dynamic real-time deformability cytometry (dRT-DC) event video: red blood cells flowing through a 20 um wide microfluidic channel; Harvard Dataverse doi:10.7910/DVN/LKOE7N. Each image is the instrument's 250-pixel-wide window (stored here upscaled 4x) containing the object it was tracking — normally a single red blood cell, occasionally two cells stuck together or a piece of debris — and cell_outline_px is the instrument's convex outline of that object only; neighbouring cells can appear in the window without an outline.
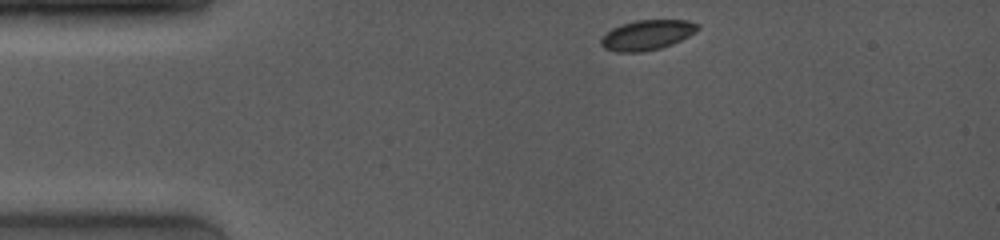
{"species": "common noctule bat (a hibernating species)", "species_latin": "Nyctalus noctula", "temperature_condition": "room temperature", "stored_images_in_passage": 29, "camera_frame_rate_fps": 4000, "um_per_image_px": 0.085, "animal": {"sex": "female", "body_mass_g": 19.0, "forearm_length_mm": 53.3}, "frame": {"image": 1, "passage_image": 1, "time_ms": 0.0, "image_size_px": [1000, 240], "cell_outline_px": [[700, 28], [696, 32], [672, 44], [660, 48], [640, 52], [616, 52], [604, 48], [600, 44], [600, 40], [612, 28], [620, 24], [636, 20], [688, 20], [700, 24]], "centroid_in_image_um": [55.01, 2.97], "position_along_channel_um": 30.0, "area_um2": 16.94}}
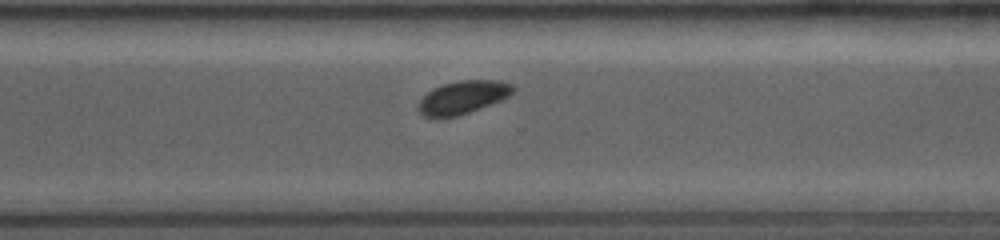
{"frame": {"image": 2, "passage_image": 20, "time_ms": 8.75, "image_size_px": [1000, 240], "cell_outline_px": [[516, 88], [508, 96], [500, 100], [468, 112], [456, 116], [424, 116], [416, 108], [420, 100], [432, 88], [444, 84], [460, 80], [500, 80], [512, 84]], "centroid_in_image_um": [39.35, 8.24], "position_along_channel_um": 331.3, "area_um2": 17.86}}
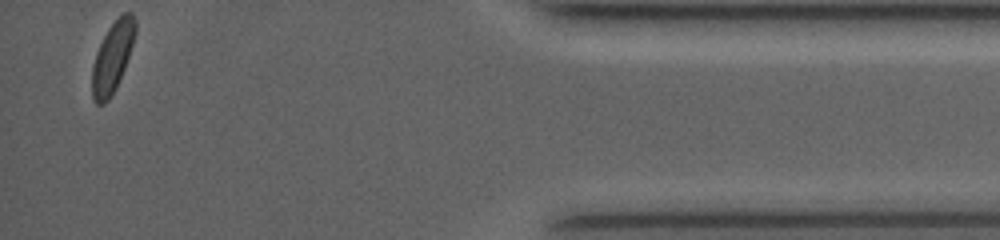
{"frame": {"image": 3, "passage_image": 29, "time_ms": 12.25, "image_size_px": [1000, 240], "cell_outline_px": [[136, 32], [124, 68], [116, 88], [108, 100], [104, 104], [96, 104], [92, 100], [92, 68], [96, 52], [108, 28], [124, 12], [132, 12], [136, 20]], "centroid_in_image_um": [9.55, 4.87], "position_along_channel_um": 425.6, "area_um2": 17.51}, "authors_computed_cell_mechanics": {"area_um2": 18.0914, "velocity_mm_per_s": 4.059, "shape_relaxation_time_tau1_ms": 0.7142, "shape_relaxation_time_tau2_ms": null, "deformation_change_tau1": 0.047, "deformation_change_tau2": null}}